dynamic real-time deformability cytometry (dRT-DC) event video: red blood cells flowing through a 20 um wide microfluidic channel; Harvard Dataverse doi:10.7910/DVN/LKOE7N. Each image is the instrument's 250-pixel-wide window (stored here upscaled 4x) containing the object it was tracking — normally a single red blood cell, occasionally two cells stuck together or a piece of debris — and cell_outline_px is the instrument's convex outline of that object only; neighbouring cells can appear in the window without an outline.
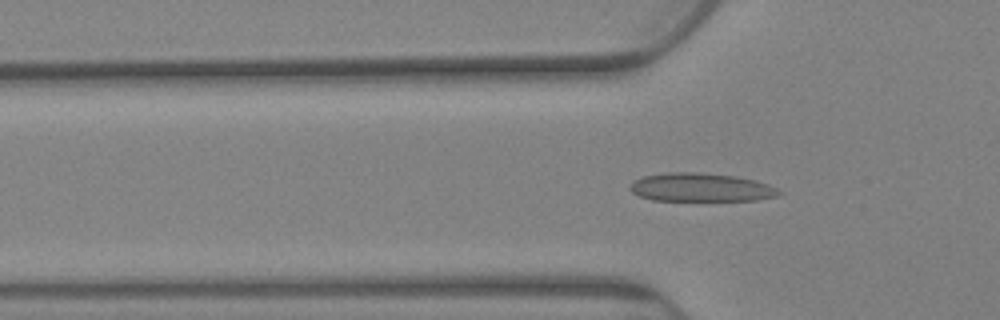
{"species": "Egyptian fruit bat (a non-hibernating species)", "species_latin": "Rousettus aegyptiacus", "temperature_condition": "warm", "stored_images_in_passage": 82, "camera_frame_rate_fps": 3000, "um_per_image_px": 0.085, "animal": {"sex": "female"}, "frame": {"image": 1, "passage_image": 26, "time_ms": 8.333, "image_size_px": [1000, 320], "cell_outline_px": [[784, 192], [776, 196], [756, 200], [652, 200], [640, 196], [632, 192], [628, 188], [632, 180], [644, 176], [668, 172], [696, 172], [736, 176], [756, 180], [768, 184]], "centroid_in_image_um": [59.56, 15.92], "position_along_channel_um": 66.2, "area_um2": 24.74}}
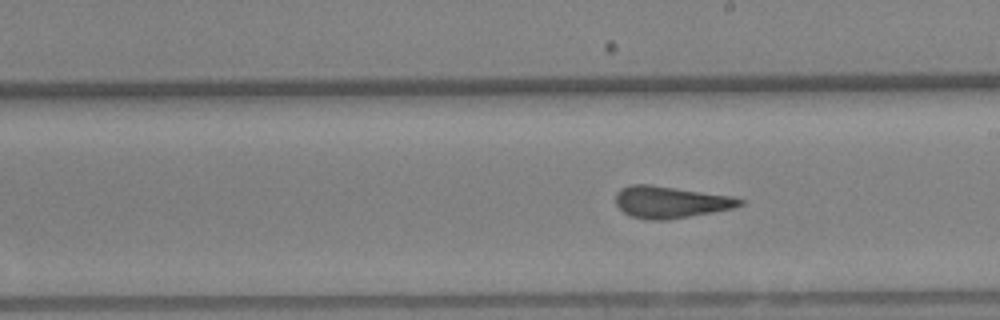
{"frame": {"image": 2, "passage_image": 46, "time_ms": 15.0, "image_size_px": [1000, 320], "cell_outline_px": [[744, 204], [732, 208], [712, 212], [668, 220], [652, 220], [632, 216], [624, 212], [616, 204], [616, 192], [620, 188], [632, 184], [648, 184], [732, 196], [744, 200]], "centroid_in_image_um": [56.98, 17.17], "position_along_channel_um": 232.0, "area_um2": 22.83}}
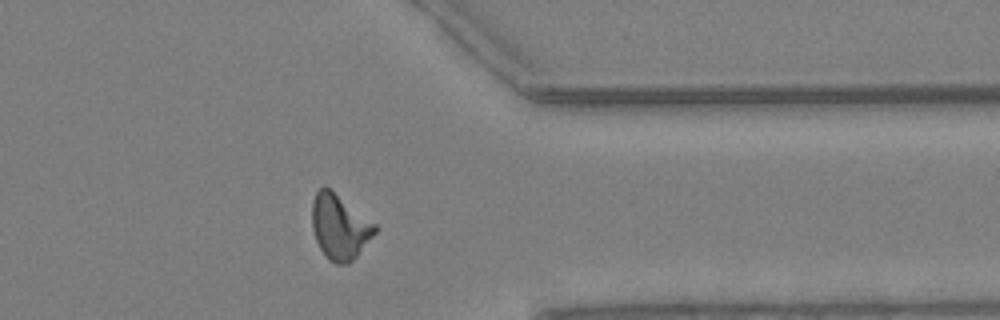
{"frame": {"image": 3, "passage_image": 65, "time_ms": 21.333, "image_size_px": [1000, 320], "cell_outline_px": [[376, 232], [356, 256], [348, 264], [336, 264], [328, 260], [324, 256], [316, 240], [312, 228], [312, 200], [316, 192], [324, 184], [376, 224]], "centroid_in_image_um": [28.84, 19.28], "position_along_channel_um": 382.6, "area_um2": 23.7}, "authors_computed_cell_mechanics": {"area_um2": 23.3801, "velocity_mm_per_s": 2.5047, "shape_relaxation_time_tau1_ms": null, "shape_relaxation_time_tau2_ms": 2.2602, "deformation_change_tau1": null, "deformation_change_tau2": 0.1008}}